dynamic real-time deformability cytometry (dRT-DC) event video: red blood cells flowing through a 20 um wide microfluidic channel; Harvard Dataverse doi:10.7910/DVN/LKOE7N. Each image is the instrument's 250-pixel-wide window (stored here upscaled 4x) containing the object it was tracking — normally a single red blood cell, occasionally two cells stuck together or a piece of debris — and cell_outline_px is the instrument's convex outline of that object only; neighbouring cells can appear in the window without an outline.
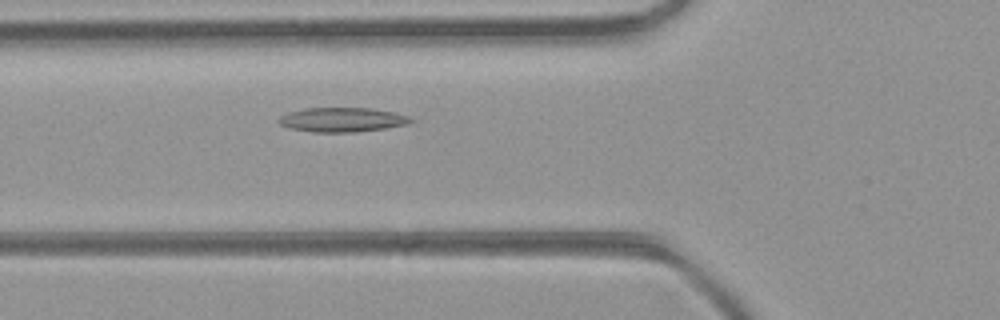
{"species": "common noctule bat (a hibernating species)", "species_latin": "Nyctalus noctula", "temperature_condition": "room temperature", "stored_images_in_passage": 41, "camera_frame_rate_fps": 3000, "um_per_image_px": 0.085, "animal": {"sex": "female", "body_mass_g": 21.9}, "frame": {"image": 1, "passage_image": 11, "time_ms": 3.333, "image_size_px": [1000, 320], "cell_outline_px": [[416, 120], [408, 124], [388, 128], [356, 132], [312, 132], [288, 128], [280, 124], [276, 120], [280, 116], [288, 112], [304, 108], [372, 108], [396, 112], [408, 116]], "centroid_in_image_um": [29.1, 10.18], "position_along_channel_um": 96.7, "area_um2": 19.07}}
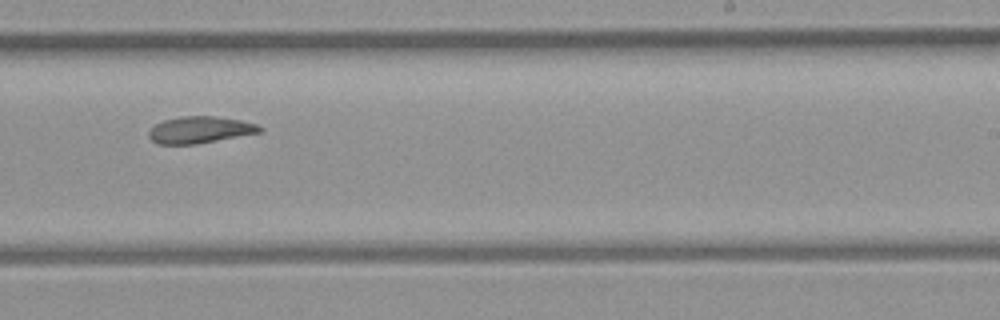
{"frame": {"image": 2, "passage_image": 23, "time_ms": 7.333, "image_size_px": [1000, 320], "cell_outline_px": [[264, 132], [196, 144], [156, 144], [148, 136], [148, 132], [156, 124], [164, 120], [180, 116], [216, 116], [240, 120], [256, 124], [264, 128]], "centroid_in_image_um": [17.03, 11.04], "position_along_channel_um": 272.0, "area_um2": 17.4}}
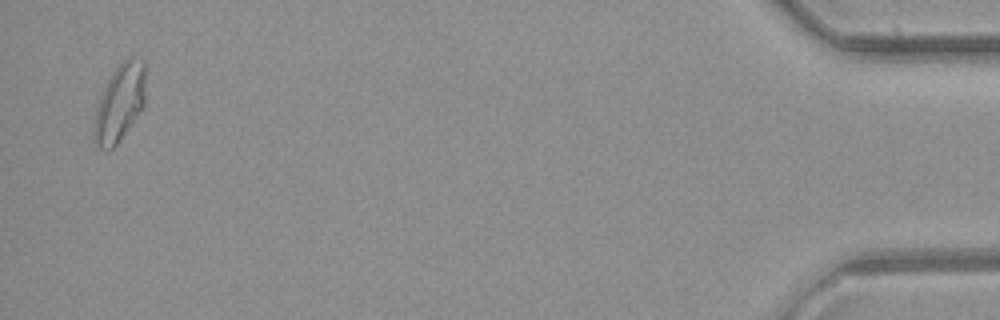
{"frame": {"image": 3, "passage_image": 40, "time_ms": 13.0, "image_size_px": [1000, 320], "cell_outline_px": [[144, 104], [136, 116], [116, 144], [112, 148], [100, 148], [92, 140], [92, 128], [96, 108], [100, 96], [112, 72], [128, 56], [132, 56], [144, 60]], "centroid_in_image_um": [10.13, 8.72], "position_along_channel_um": 425.1, "area_um2": 22.83}, "authors_computed_cell_mechanics": {"area_um2": 18.5538, "velocity_mm_per_s": 4.3701, "shape_relaxation_time_tau1_ms": null, "shape_relaxation_time_tau2_ms": 7.1328, "deformation_change_tau1": null, "deformation_change_tau2": 0.1259}}